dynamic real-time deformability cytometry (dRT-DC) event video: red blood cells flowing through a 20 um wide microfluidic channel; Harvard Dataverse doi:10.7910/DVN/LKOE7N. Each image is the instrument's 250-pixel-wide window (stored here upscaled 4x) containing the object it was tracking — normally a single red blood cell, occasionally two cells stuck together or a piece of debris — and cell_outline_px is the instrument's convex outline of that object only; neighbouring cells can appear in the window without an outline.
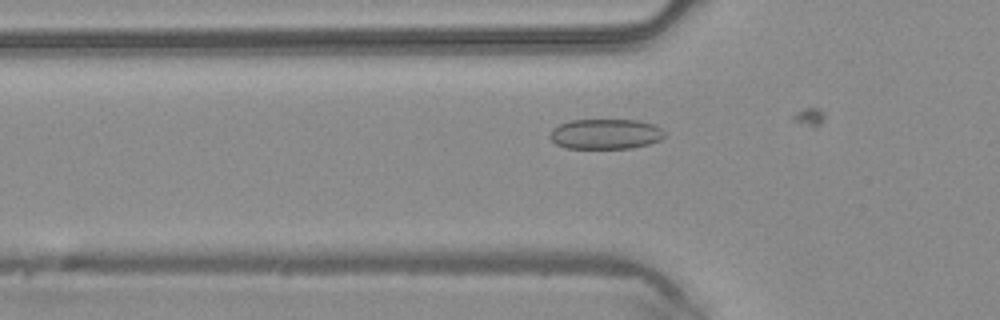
{"species": "common noctule bat (a hibernating species)", "species_latin": "Nyctalus noctula", "temperature_condition": "warm", "stored_images_in_passage": 18, "camera_frame_rate_fps": 3000, "um_per_image_px": 0.085, "animal": {"sex": "male", "body_mass_g": 20.4}, "frame": {"image": 1, "passage_image": 16, "time_ms": 5.0, "image_size_px": [1000, 320], "cell_outline_px": [[664, 136], [660, 140], [648, 144], [632, 148], [564, 148], [556, 144], [552, 140], [552, 128], [560, 124], [572, 120], [640, 120], [652, 124], [660, 128], [664, 132]], "centroid_in_image_um": [51.48, 11.39], "position_along_channel_um": 74.3, "area_um2": 20.0}}